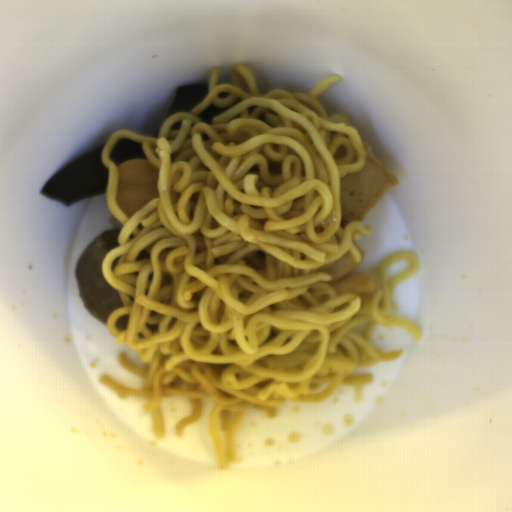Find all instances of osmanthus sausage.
I'll use <instances>...</instances> for the list:
<instances>
[{"label":"osmanthus sausage","mask_w":512,"mask_h":512,"mask_svg":"<svg viewBox=\"0 0 512 512\" xmlns=\"http://www.w3.org/2000/svg\"><path fill=\"white\" fill-rule=\"evenodd\" d=\"M363 266L348 251L339 256L334 264L320 271L330 274L325 284L333 287L339 295H358L363 299H371L376 291V273L374 271L354 273Z\"/></svg>","instance_id":"obj_1"}]
</instances>
